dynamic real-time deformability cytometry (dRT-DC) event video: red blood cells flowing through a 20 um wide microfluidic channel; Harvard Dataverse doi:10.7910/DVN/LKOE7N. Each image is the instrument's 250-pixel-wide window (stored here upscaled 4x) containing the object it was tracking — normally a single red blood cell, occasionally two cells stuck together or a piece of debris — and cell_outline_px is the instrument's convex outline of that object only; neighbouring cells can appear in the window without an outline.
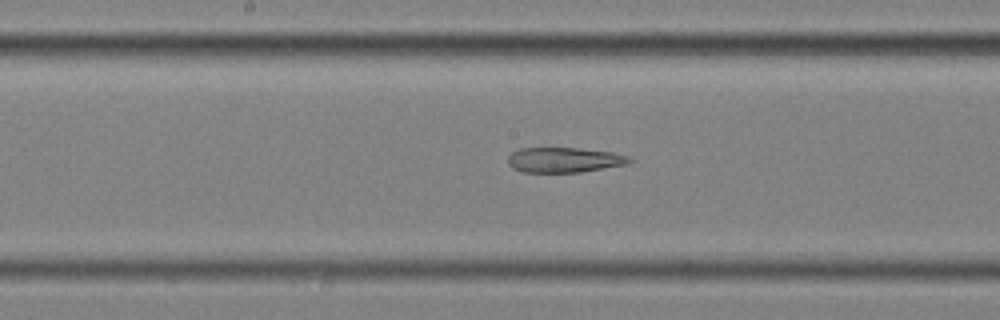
{"species": "common noctule bat (a hibernating species)", "species_latin": "Nyctalus noctula", "temperature_condition": "cold", "stored_images_in_passage": 32, "segment_of_instrument_passage": [2, 2], "camera_frame_rate_fps": 3000, "um_per_image_px": 0.085, "animal": {"sex": "female", "body_mass_g": 25.1}, "frame": {"image": 1, "passage_image": 30, "time_ms": 9.667, "image_size_px": [1000, 320], "cell_outline_px": [[632, 160], [628, 164], [580, 172], [524, 172], [512, 168], [508, 164], [508, 156], [512, 152], [520, 148], [576, 148], [612, 152], [628, 156]], "centroid_in_image_um": [47.93, 13.59], "position_along_channel_um": 200.3, "area_um2": 17.69}}